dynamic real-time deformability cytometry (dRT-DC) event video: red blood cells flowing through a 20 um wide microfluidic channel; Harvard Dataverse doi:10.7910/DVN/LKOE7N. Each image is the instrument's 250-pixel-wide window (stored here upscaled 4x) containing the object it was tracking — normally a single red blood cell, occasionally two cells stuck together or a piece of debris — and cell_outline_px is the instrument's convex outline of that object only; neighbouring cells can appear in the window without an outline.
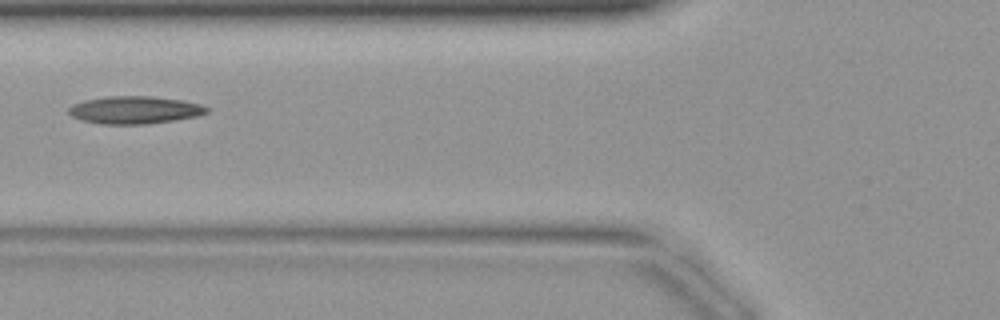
{"species": "common noctule bat (a hibernating species)", "species_latin": "Nyctalus noctula", "temperature_condition": "warm", "stored_images_in_passage": 39, "camera_frame_rate_fps": 3000, "um_per_image_px": 0.085, "animal": {"sex": "female", "body_mass_g": 19.9}, "frame": {"image": 1, "passage_image": 13, "time_ms": 4.0, "image_size_px": [1000, 320], "cell_outline_px": [[212, 108], [208, 112], [196, 116], [176, 120], [148, 124], [100, 124], [84, 120], [72, 116], [68, 112], [68, 108], [72, 104], [84, 100], [104, 96], [156, 96], [184, 100], [200, 104]], "centroid_in_image_um": [11.48, 9.33], "position_along_channel_um": 114.3, "area_um2": 22.48}}
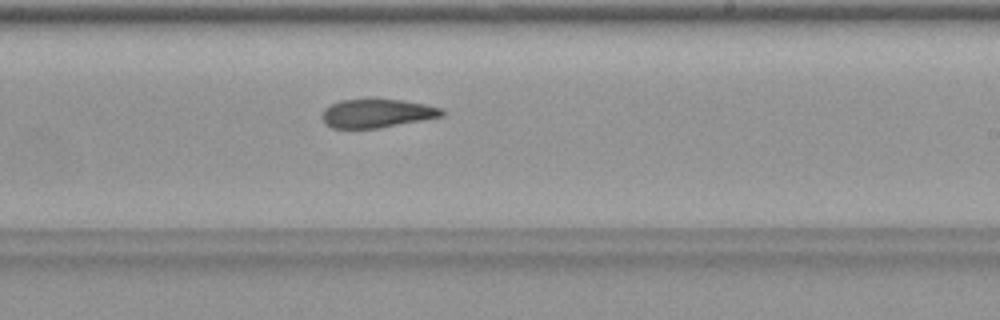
{"frame": {"image": 2, "passage_image": 22, "time_ms": 7.0, "image_size_px": [1000, 320], "cell_outline_px": [[444, 116], [376, 128], [332, 128], [324, 124], [320, 116], [324, 108], [340, 100], [400, 100], [424, 104], [444, 108]], "centroid_in_image_um": [32.0, 9.64], "position_along_channel_um": 257.0, "area_um2": 19.77}}
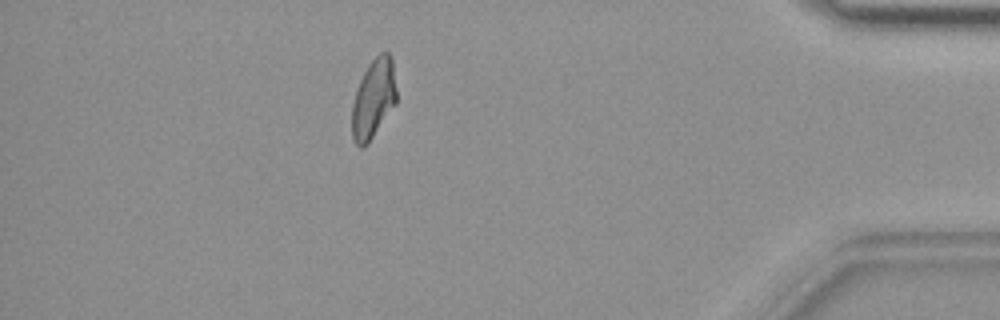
{"frame": {"image": 3, "passage_image": 34, "time_ms": 11.0, "image_size_px": [1000, 320], "cell_outline_px": [[396, 104], [368, 144], [364, 148], [360, 148], [352, 140], [352, 104], [356, 88], [368, 64], [380, 52], [388, 52], [392, 60], [396, 88]], "centroid_in_image_um": [31.73, 8.43], "position_along_channel_um": 403.5, "area_um2": 20.75}}